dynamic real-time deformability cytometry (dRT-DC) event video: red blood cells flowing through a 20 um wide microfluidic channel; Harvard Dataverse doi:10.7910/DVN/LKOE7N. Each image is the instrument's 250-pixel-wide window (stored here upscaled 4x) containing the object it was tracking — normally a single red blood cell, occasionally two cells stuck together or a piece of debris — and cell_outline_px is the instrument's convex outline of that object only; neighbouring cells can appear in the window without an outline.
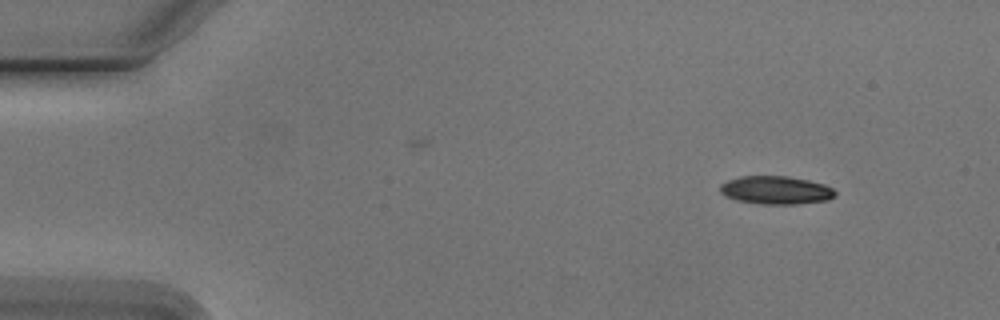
{"species": "Egyptian fruit bat (a non-hibernating species)", "species_latin": "Rousettus aegyptiacus", "temperature_condition": "cold", "stored_images_in_passage": 49, "camera_frame_rate_fps": 3000, "um_per_image_px": 0.085, "animal": {"sex": "male"}, "frame": {"image": 1, "passage_image": 1, "time_ms": 0.0, "image_size_px": [1000, 320], "cell_outline_px": [[836, 196], [828, 200], [796, 204], [764, 204], [736, 200], [724, 196], [720, 192], [720, 184], [728, 180], [740, 176], [788, 176], [808, 180], [824, 184], [832, 188], [836, 192]], "centroid_in_image_um": [65.95, 16.16], "position_along_channel_um": 19.1, "area_um2": 18.96}}
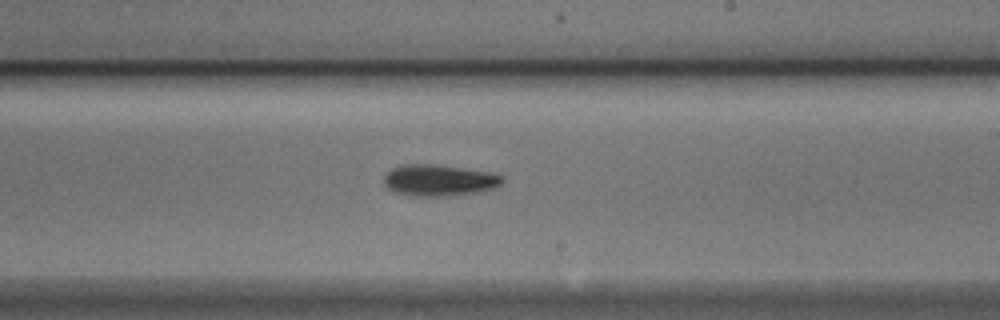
{"frame": {"image": 2, "passage_image": 27, "time_ms": 8.667, "image_size_px": [1000, 320], "cell_outline_px": [[504, 180], [496, 188], [476, 192], [448, 196], [416, 196], [396, 192], [388, 188], [384, 184], [384, 176], [392, 168], [400, 164], [432, 164], [488, 172], [504, 176]], "centroid_in_image_um": [37.31, 15.32], "position_along_channel_um": 251.7, "area_um2": 21.5}}
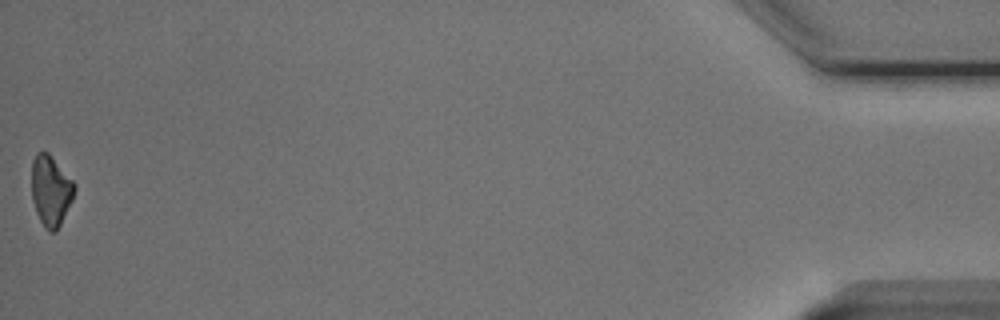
{"frame": {"image": 3, "passage_image": 49, "time_ms": 16.0, "image_size_px": [1000, 320], "cell_outline_px": [[76, 188], [72, 200], [56, 232], [48, 232], [44, 228], [36, 212], [32, 200], [32, 160], [36, 152], [48, 152], [76, 184]], "centroid_in_image_um": [4.31, 16.21], "position_along_channel_um": 430.9, "area_um2": 17.63}, "authors_computed_cell_mechanics": {"area_um2": 19.7676, "velocity_mm_per_s": 3.7902, "shape_relaxation_time_tau1_ms": 2.7886, "shape_relaxation_time_tau2_ms": 10.7559, "deformation_change_tau1": 0.1335, "deformation_change_tau2": 0.2276}}